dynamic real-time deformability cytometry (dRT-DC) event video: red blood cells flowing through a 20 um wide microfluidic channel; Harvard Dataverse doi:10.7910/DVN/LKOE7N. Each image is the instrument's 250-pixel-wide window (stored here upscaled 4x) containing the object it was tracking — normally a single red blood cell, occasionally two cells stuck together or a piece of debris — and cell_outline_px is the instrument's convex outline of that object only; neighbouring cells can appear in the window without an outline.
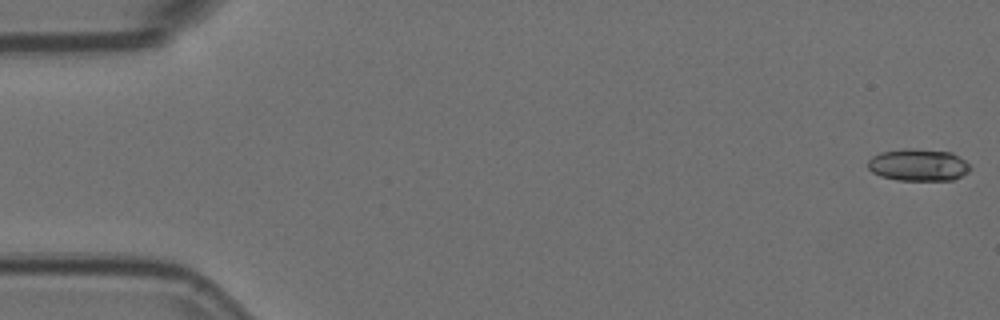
{"species": "Egyptian fruit bat (a non-hibernating species)", "species_latin": "Rousettus aegyptiacus", "temperature_condition": "room temperature", "stored_images_in_passage": 56, "camera_frame_rate_fps": 3000, "um_per_image_px": 0.085, "animal": {"sex": "female"}, "frame": {"image": 1, "passage_image": 1, "time_ms": 0.0, "image_size_px": [1000, 320], "cell_outline_px": [[972, 168], [968, 172], [952, 180], [896, 180], [880, 176], [872, 172], [868, 168], [868, 160], [872, 156], [880, 152], [904, 148], [908, 148], [952, 152], [964, 160]], "centroid_in_image_um": [78.03, 14.02], "position_along_channel_um": 7.0, "area_um2": 19.19}}
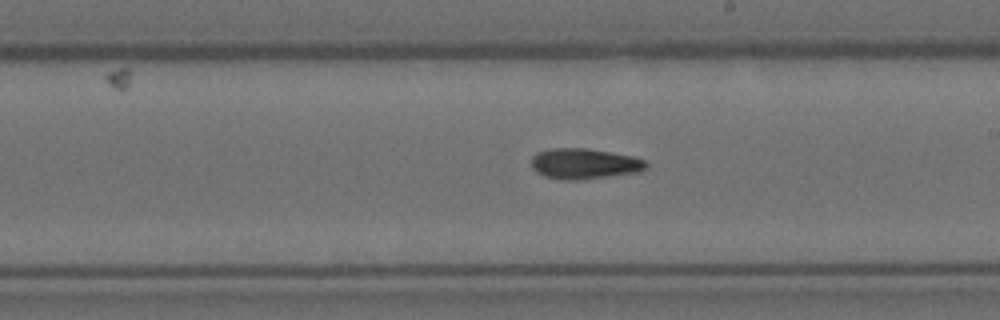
{"frame": {"image": 2, "passage_image": 32, "time_ms": 10.333, "image_size_px": [1000, 320], "cell_outline_px": [[648, 168], [640, 172], [580, 180], [560, 180], [544, 176], [536, 172], [532, 168], [532, 156], [536, 152], [552, 148], [584, 148], [632, 156], [648, 160]], "centroid_in_image_um": [49.68, 13.92], "position_along_channel_um": 239.3, "area_um2": 20.69}}
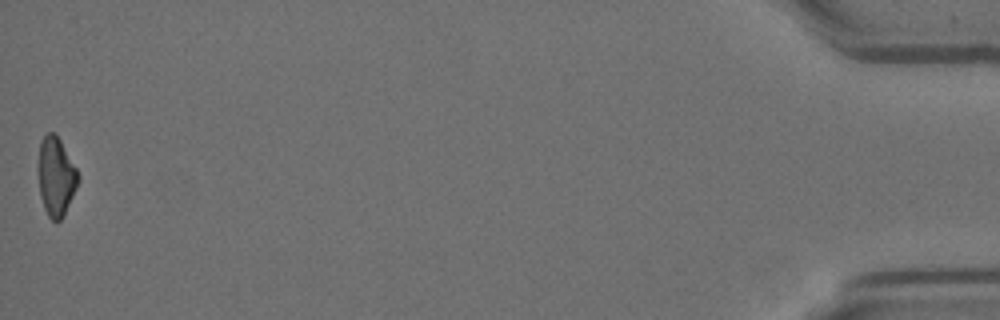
{"frame": {"image": 3, "passage_image": 56, "time_ms": 18.333, "image_size_px": [1000, 320], "cell_outline_px": [[80, 180], [60, 220], [52, 220], [48, 216], [44, 208], [40, 196], [40, 140], [48, 132], [56, 132], [76, 168], [80, 176]], "centroid_in_image_um": [4.78, 14.97], "position_along_channel_um": 430.4, "area_um2": 17.74}, "authors_computed_cell_mechanics": {"area_um2": 19.4786, "velocity_mm_per_s": 3.6364, "shape_relaxation_time_tau1_ms": null, "shape_relaxation_time_tau2_ms": 10.4332, "deformation_change_tau1": null, "deformation_change_tau2": 0.2149}}